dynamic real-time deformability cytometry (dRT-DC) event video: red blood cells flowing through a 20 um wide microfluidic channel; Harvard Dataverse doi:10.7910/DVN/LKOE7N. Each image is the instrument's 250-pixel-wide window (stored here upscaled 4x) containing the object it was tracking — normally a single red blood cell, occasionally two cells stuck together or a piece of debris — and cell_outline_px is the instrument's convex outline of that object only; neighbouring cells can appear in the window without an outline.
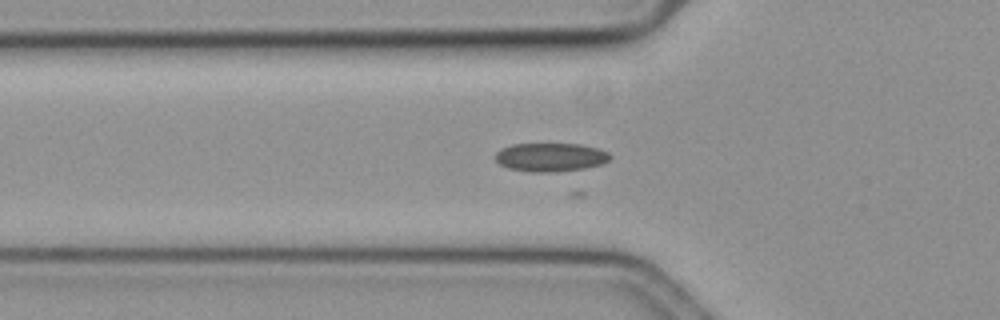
{"species": "common noctule bat (a hibernating species)", "species_latin": "Nyctalus noctula", "temperature_condition": "cold", "stored_images_in_passage": 27, "camera_frame_rate_fps": 3000, "um_per_image_px": 0.085, "animal": {"sex": "female", "body_mass_g": 19.3, "forearm_length_mm": 54.1}, "frame": {"image": 1, "passage_image": 2, "time_ms": 0.333, "image_size_px": [1000, 320], "cell_outline_px": [[612, 156], [604, 164], [584, 168], [556, 172], [532, 172], [508, 168], [500, 164], [496, 160], [496, 152], [500, 148], [512, 144], [580, 144], [600, 148], [608, 152]], "centroid_in_image_um": [46.82, 13.36], "position_along_channel_um": 79.0, "area_um2": 19.25}}
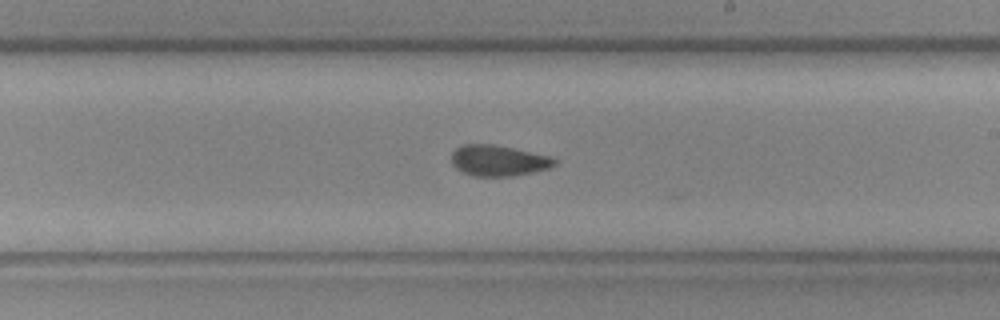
{"frame": {"image": 2, "passage_image": 16, "time_ms": 5.0, "image_size_px": [1000, 320], "cell_outline_px": [[556, 164], [548, 168], [516, 176], [472, 176], [456, 168], [452, 164], [452, 152], [456, 148], [464, 144], [492, 144], [552, 156], [556, 160]], "centroid_in_image_um": [42.36, 13.65], "position_along_channel_um": 246.6, "area_um2": 18.5}}
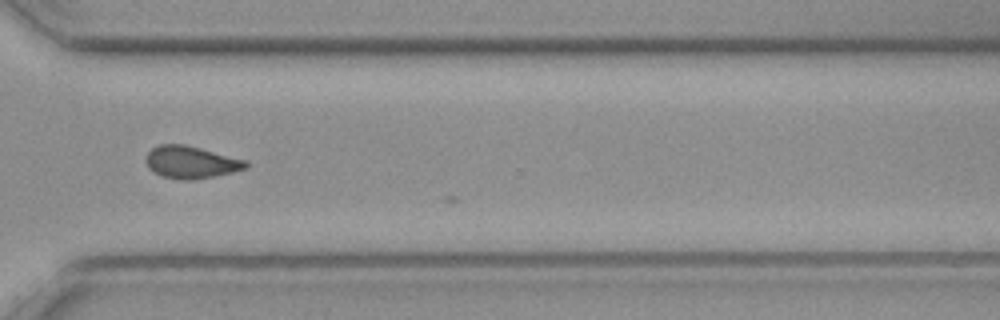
{"frame": {"image": 3, "passage_image": 25, "time_ms": 8.0, "image_size_px": [1000, 320], "cell_outline_px": [[248, 168], [232, 172], [192, 180], [180, 180], [160, 176], [148, 168], [144, 160], [144, 156], [152, 148], [160, 144], [184, 144], [248, 160]], "centroid_in_image_um": [16.2, 13.79], "position_along_channel_um": 354.4, "area_um2": 19.02}}